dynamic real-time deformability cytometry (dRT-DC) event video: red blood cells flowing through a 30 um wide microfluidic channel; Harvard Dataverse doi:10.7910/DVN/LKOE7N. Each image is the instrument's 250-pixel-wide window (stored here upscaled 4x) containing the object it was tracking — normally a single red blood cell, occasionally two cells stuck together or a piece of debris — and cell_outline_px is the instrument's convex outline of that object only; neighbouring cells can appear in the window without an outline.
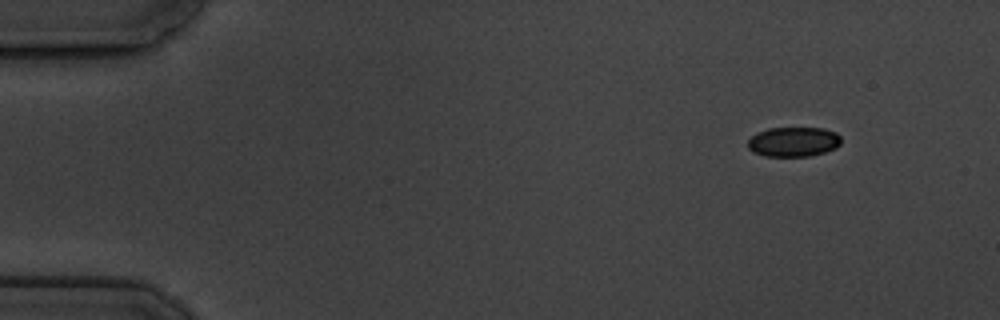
{"species": "common noctule bat (a hibernating species)", "species_latin": "Nyctalus noctula", "temperature_condition": "cold", "stored_images_in_passage": 10, "camera_frame_rate_fps": 3000, "um_per_image_px": 0.085, "animal": {"sex": "male", "body_mass_g": 19.5, "forearm_length_mm": 54.6}, "frame": {"image": 1, "passage_image": 1, "time_ms": 0.0, "image_size_px": [1000, 320], "cell_outline_px": [[840, 144], [836, 148], [824, 152], [808, 156], [764, 156], [752, 152], [748, 148], [748, 140], [756, 132], [768, 128], [824, 128], [836, 132], [840, 136]], "centroid_in_image_um": [67.43, 12.05], "position_along_channel_um": 17.6, "area_um2": 16.24}}
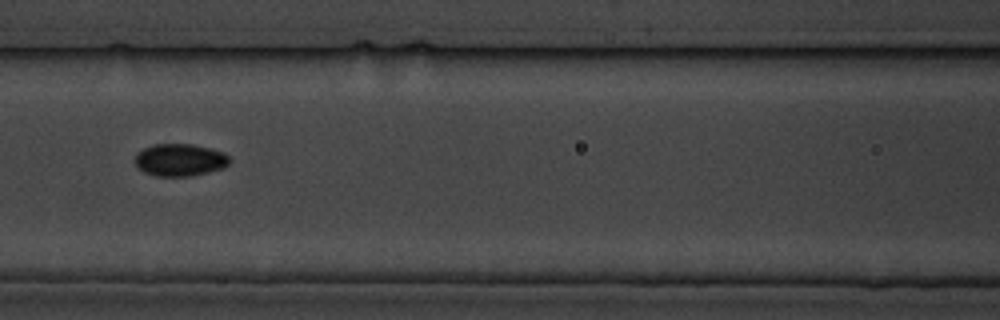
{"frame": {"image": 2, "passage_image": 7, "time_ms": 6.667, "image_size_px": [1000, 320], "cell_outline_px": [[232, 160], [224, 168], [208, 172], [188, 176], [156, 176], [144, 172], [136, 164], [136, 152], [152, 144], [192, 144], [212, 148], [224, 152]], "centroid_in_image_um": [15.32, 13.58], "position_along_channel_um": 151.3, "area_um2": 17.92}}
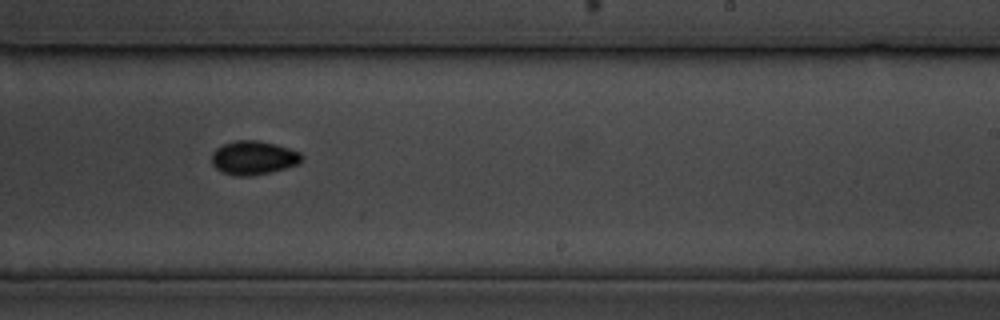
{"frame": {"image": 3, "passage_image": 10, "time_ms": 10.0, "image_size_px": [1000, 320], "cell_outline_px": [[304, 156], [296, 164], [272, 172], [248, 176], [236, 176], [220, 172], [212, 164], [212, 152], [216, 148], [224, 144], [236, 140], [256, 140], [276, 144], [300, 152]], "centroid_in_image_um": [21.51, 13.41], "position_along_channel_um": 267.5, "area_um2": 17.69}}